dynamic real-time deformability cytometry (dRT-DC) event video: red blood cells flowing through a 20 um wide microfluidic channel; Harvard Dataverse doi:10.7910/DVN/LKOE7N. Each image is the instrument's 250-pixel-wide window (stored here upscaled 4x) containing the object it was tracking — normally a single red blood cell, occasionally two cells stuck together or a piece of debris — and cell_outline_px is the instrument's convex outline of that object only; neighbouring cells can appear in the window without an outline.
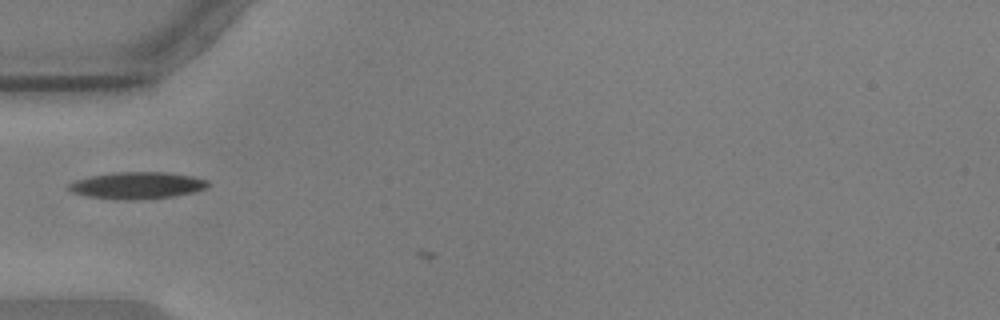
{"species": "common noctule bat (a hibernating species)", "species_latin": "Nyctalus noctula", "temperature_condition": "warm", "stored_images_in_passage": 6, "camera_frame_rate_fps": 3000, "um_per_image_px": 0.085, "animal": {"sex": "male", "body_mass_g": 17.9, "forearm_length_mm": 54.2}, "frame": {"image": 1, "passage_image": 5, "time_ms": 1.333, "image_size_px": [1000, 320], "cell_outline_px": [[208, 184], [204, 188], [192, 192], [172, 196], [132, 200], [116, 200], [88, 196], [72, 192], [64, 188], [68, 184], [76, 180], [88, 176], [112, 172], [168, 172], [192, 176], [208, 180]], "centroid_in_image_um": [11.58, 15.75], "position_along_channel_um": 73.4, "area_um2": 21.85}}